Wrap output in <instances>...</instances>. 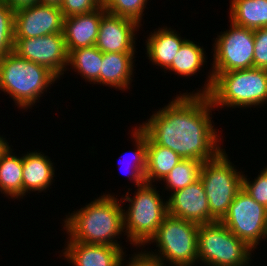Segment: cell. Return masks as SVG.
I'll use <instances>...</instances> for the list:
<instances>
[{"label":"cell","mask_w":267,"mask_h":266,"mask_svg":"<svg viewBox=\"0 0 267 266\" xmlns=\"http://www.w3.org/2000/svg\"><path fill=\"white\" fill-rule=\"evenodd\" d=\"M158 109L138 125L155 144L171 149L182 159L202 162L224 149L221 130L215 129L211 118L215 110L207 94L179 92Z\"/></svg>","instance_id":"1"},{"label":"cell","mask_w":267,"mask_h":266,"mask_svg":"<svg viewBox=\"0 0 267 266\" xmlns=\"http://www.w3.org/2000/svg\"><path fill=\"white\" fill-rule=\"evenodd\" d=\"M123 209L118 193L103 192L79 210L69 212L62 227L74 242L123 247L117 240L123 233L125 236Z\"/></svg>","instance_id":"2"},{"label":"cell","mask_w":267,"mask_h":266,"mask_svg":"<svg viewBox=\"0 0 267 266\" xmlns=\"http://www.w3.org/2000/svg\"><path fill=\"white\" fill-rule=\"evenodd\" d=\"M56 80L59 79L49 69L15 52L0 57V91L9 94L21 111L36 106Z\"/></svg>","instance_id":"3"},{"label":"cell","mask_w":267,"mask_h":266,"mask_svg":"<svg viewBox=\"0 0 267 266\" xmlns=\"http://www.w3.org/2000/svg\"><path fill=\"white\" fill-rule=\"evenodd\" d=\"M136 191L131 195L130 190L121 197V203L128 202L123 208L125 242H130L136 250L142 249L149 240L156 234L164 217L167 215V199L160 195V191L154 183L144 182L136 187ZM163 197V198H162Z\"/></svg>","instance_id":"4"},{"label":"cell","mask_w":267,"mask_h":266,"mask_svg":"<svg viewBox=\"0 0 267 266\" xmlns=\"http://www.w3.org/2000/svg\"><path fill=\"white\" fill-rule=\"evenodd\" d=\"M212 76V87L207 95L214 108L247 110L267 104V69L253 67L212 73Z\"/></svg>","instance_id":"5"},{"label":"cell","mask_w":267,"mask_h":266,"mask_svg":"<svg viewBox=\"0 0 267 266\" xmlns=\"http://www.w3.org/2000/svg\"><path fill=\"white\" fill-rule=\"evenodd\" d=\"M198 230V224L167 214L156 234L144 246L156 243L158 249L148 251L144 248L141 251L161 266H196Z\"/></svg>","instance_id":"6"},{"label":"cell","mask_w":267,"mask_h":266,"mask_svg":"<svg viewBox=\"0 0 267 266\" xmlns=\"http://www.w3.org/2000/svg\"><path fill=\"white\" fill-rule=\"evenodd\" d=\"M217 34L213 43V61L201 88L182 94H208L213 83L212 73H224L233 70L253 68L254 30L235 25Z\"/></svg>","instance_id":"7"},{"label":"cell","mask_w":267,"mask_h":266,"mask_svg":"<svg viewBox=\"0 0 267 266\" xmlns=\"http://www.w3.org/2000/svg\"><path fill=\"white\" fill-rule=\"evenodd\" d=\"M254 251L220 221L199 225L198 264L200 265L250 266Z\"/></svg>","instance_id":"8"},{"label":"cell","mask_w":267,"mask_h":266,"mask_svg":"<svg viewBox=\"0 0 267 266\" xmlns=\"http://www.w3.org/2000/svg\"><path fill=\"white\" fill-rule=\"evenodd\" d=\"M229 158L224 148L215 158L204 161L200 170L210 214L217 221L227 214L235 196L242 189L243 172Z\"/></svg>","instance_id":"9"},{"label":"cell","mask_w":267,"mask_h":266,"mask_svg":"<svg viewBox=\"0 0 267 266\" xmlns=\"http://www.w3.org/2000/svg\"><path fill=\"white\" fill-rule=\"evenodd\" d=\"M220 222L254 250L267 240V208L256 202L243 188Z\"/></svg>","instance_id":"10"},{"label":"cell","mask_w":267,"mask_h":266,"mask_svg":"<svg viewBox=\"0 0 267 266\" xmlns=\"http://www.w3.org/2000/svg\"><path fill=\"white\" fill-rule=\"evenodd\" d=\"M13 52L21 58L46 67L59 80L66 73L69 53L63 33L36 38H14Z\"/></svg>","instance_id":"11"},{"label":"cell","mask_w":267,"mask_h":266,"mask_svg":"<svg viewBox=\"0 0 267 266\" xmlns=\"http://www.w3.org/2000/svg\"><path fill=\"white\" fill-rule=\"evenodd\" d=\"M64 16L59 6L37 3L14 13V38H36L63 33Z\"/></svg>","instance_id":"12"},{"label":"cell","mask_w":267,"mask_h":266,"mask_svg":"<svg viewBox=\"0 0 267 266\" xmlns=\"http://www.w3.org/2000/svg\"><path fill=\"white\" fill-rule=\"evenodd\" d=\"M141 26L133 19L106 12L101 18L95 46L103 53H138L136 32Z\"/></svg>","instance_id":"13"},{"label":"cell","mask_w":267,"mask_h":266,"mask_svg":"<svg viewBox=\"0 0 267 266\" xmlns=\"http://www.w3.org/2000/svg\"><path fill=\"white\" fill-rule=\"evenodd\" d=\"M168 195L166 196L167 214L198 225L217 221L210 214L208 199L200 178L187 187Z\"/></svg>","instance_id":"14"},{"label":"cell","mask_w":267,"mask_h":266,"mask_svg":"<svg viewBox=\"0 0 267 266\" xmlns=\"http://www.w3.org/2000/svg\"><path fill=\"white\" fill-rule=\"evenodd\" d=\"M60 253L68 264L73 266H120L127 257L123 247L109 245L85 244L71 241L68 237ZM67 242V243H66ZM126 256H125V255Z\"/></svg>","instance_id":"15"},{"label":"cell","mask_w":267,"mask_h":266,"mask_svg":"<svg viewBox=\"0 0 267 266\" xmlns=\"http://www.w3.org/2000/svg\"><path fill=\"white\" fill-rule=\"evenodd\" d=\"M101 6L95 11L64 18L63 34L67 51L95 46L102 16Z\"/></svg>","instance_id":"16"},{"label":"cell","mask_w":267,"mask_h":266,"mask_svg":"<svg viewBox=\"0 0 267 266\" xmlns=\"http://www.w3.org/2000/svg\"><path fill=\"white\" fill-rule=\"evenodd\" d=\"M153 31L145 39V54L151 65L159 66L165 72L187 38H183L176 29L164 25Z\"/></svg>","instance_id":"17"},{"label":"cell","mask_w":267,"mask_h":266,"mask_svg":"<svg viewBox=\"0 0 267 266\" xmlns=\"http://www.w3.org/2000/svg\"><path fill=\"white\" fill-rule=\"evenodd\" d=\"M38 151V152H37ZM27 153V154H26ZM23 153V197L45 192L55 181V164L40 150ZM54 180V181H53Z\"/></svg>","instance_id":"18"},{"label":"cell","mask_w":267,"mask_h":266,"mask_svg":"<svg viewBox=\"0 0 267 266\" xmlns=\"http://www.w3.org/2000/svg\"><path fill=\"white\" fill-rule=\"evenodd\" d=\"M136 53H103L100 86L128 91L134 78Z\"/></svg>","instance_id":"19"},{"label":"cell","mask_w":267,"mask_h":266,"mask_svg":"<svg viewBox=\"0 0 267 266\" xmlns=\"http://www.w3.org/2000/svg\"><path fill=\"white\" fill-rule=\"evenodd\" d=\"M9 142L0 151V194L8 199H23V153L17 156Z\"/></svg>","instance_id":"20"},{"label":"cell","mask_w":267,"mask_h":266,"mask_svg":"<svg viewBox=\"0 0 267 266\" xmlns=\"http://www.w3.org/2000/svg\"><path fill=\"white\" fill-rule=\"evenodd\" d=\"M182 158L167 147L155 144L147 136L145 182L160 184Z\"/></svg>","instance_id":"21"},{"label":"cell","mask_w":267,"mask_h":266,"mask_svg":"<svg viewBox=\"0 0 267 266\" xmlns=\"http://www.w3.org/2000/svg\"><path fill=\"white\" fill-rule=\"evenodd\" d=\"M229 22L256 30L267 27V0H230Z\"/></svg>","instance_id":"22"},{"label":"cell","mask_w":267,"mask_h":266,"mask_svg":"<svg viewBox=\"0 0 267 266\" xmlns=\"http://www.w3.org/2000/svg\"><path fill=\"white\" fill-rule=\"evenodd\" d=\"M68 65L66 71L73 70L80 75L85 82L100 85V69L103 60V52L96 46L79 48L68 52ZM70 67V68H69ZM72 67V68H71Z\"/></svg>","instance_id":"23"},{"label":"cell","mask_w":267,"mask_h":266,"mask_svg":"<svg viewBox=\"0 0 267 266\" xmlns=\"http://www.w3.org/2000/svg\"><path fill=\"white\" fill-rule=\"evenodd\" d=\"M204 50V47L200 46L199 43H194L192 40L187 39L175 55L172 64L164 73L174 72L175 75L183 78L197 75L202 70L201 68H204L205 64H207V53Z\"/></svg>","instance_id":"24"},{"label":"cell","mask_w":267,"mask_h":266,"mask_svg":"<svg viewBox=\"0 0 267 266\" xmlns=\"http://www.w3.org/2000/svg\"><path fill=\"white\" fill-rule=\"evenodd\" d=\"M135 126L136 127L133 128V130L131 131V135H130L132 137L131 140L133 141V143H135L134 144L135 148L133 152L132 151L129 152V156H128V158L131 157L130 159L133 162L130 160V162L132 163L131 165H128L126 163L129 168L127 167L125 169L126 171L127 169H131V171L128 170L130 174L128 172H125L123 169H122L123 171L121 170V172L123 173L125 172L124 174L127 173L128 174L127 178H129V181L132 180L131 182L133 183V185L137 187V186L142 185L145 182V170H146V159H147V135L139 128V126L137 125ZM123 154L127 155V152ZM122 161H121V164H122Z\"/></svg>","instance_id":"25"},{"label":"cell","mask_w":267,"mask_h":266,"mask_svg":"<svg viewBox=\"0 0 267 266\" xmlns=\"http://www.w3.org/2000/svg\"><path fill=\"white\" fill-rule=\"evenodd\" d=\"M202 164L200 160L182 159L162 180V189L173 193L194 183L200 178Z\"/></svg>","instance_id":"26"},{"label":"cell","mask_w":267,"mask_h":266,"mask_svg":"<svg viewBox=\"0 0 267 266\" xmlns=\"http://www.w3.org/2000/svg\"><path fill=\"white\" fill-rule=\"evenodd\" d=\"M149 0H101L102 7L110 14L133 19L142 25Z\"/></svg>","instance_id":"27"},{"label":"cell","mask_w":267,"mask_h":266,"mask_svg":"<svg viewBox=\"0 0 267 266\" xmlns=\"http://www.w3.org/2000/svg\"><path fill=\"white\" fill-rule=\"evenodd\" d=\"M14 13L5 3H0V57L14 50Z\"/></svg>","instance_id":"28"},{"label":"cell","mask_w":267,"mask_h":266,"mask_svg":"<svg viewBox=\"0 0 267 266\" xmlns=\"http://www.w3.org/2000/svg\"><path fill=\"white\" fill-rule=\"evenodd\" d=\"M247 174L243 171L242 188L249 194L256 202L264 205L267 208V175L261 170L257 177L250 180Z\"/></svg>","instance_id":"29"},{"label":"cell","mask_w":267,"mask_h":266,"mask_svg":"<svg viewBox=\"0 0 267 266\" xmlns=\"http://www.w3.org/2000/svg\"><path fill=\"white\" fill-rule=\"evenodd\" d=\"M101 6V0H63L59 7L65 18L72 15L89 13Z\"/></svg>","instance_id":"30"},{"label":"cell","mask_w":267,"mask_h":266,"mask_svg":"<svg viewBox=\"0 0 267 266\" xmlns=\"http://www.w3.org/2000/svg\"><path fill=\"white\" fill-rule=\"evenodd\" d=\"M253 67L267 69V27L254 30Z\"/></svg>","instance_id":"31"},{"label":"cell","mask_w":267,"mask_h":266,"mask_svg":"<svg viewBox=\"0 0 267 266\" xmlns=\"http://www.w3.org/2000/svg\"><path fill=\"white\" fill-rule=\"evenodd\" d=\"M135 251L129 256V260L124 258L120 266H161L157 261L147 257L140 249Z\"/></svg>","instance_id":"32"},{"label":"cell","mask_w":267,"mask_h":266,"mask_svg":"<svg viewBox=\"0 0 267 266\" xmlns=\"http://www.w3.org/2000/svg\"><path fill=\"white\" fill-rule=\"evenodd\" d=\"M3 3H5L14 11H17L19 9L30 7L39 3V0H3Z\"/></svg>","instance_id":"33"},{"label":"cell","mask_w":267,"mask_h":266,"mask_svg":"<svg viewBox=\"0 0 267 266\" xmlns=\"http://www.w3.org/2000/svg\"><path fill=\"white\" fill-rule=\"evenodd\" d=\"M63 0H39L41 4L60 6Z\"/></svg>","instance_id":"34"},{"label":"cell","mask_w":267,"mask_h":266,"mask_svg":"<svg viewBox=\"0 0 267 266\" xmlns=\"http://www.w3.org/2000/svg\"><path fill=\"white\" fill-rule=\"evenodd\" d=\"M8 143V140L3 137V135L0 136V151L4 148V146Z\"/></svg>","instance_id":"35"},{"label":"cell","mask_w":267,"mask_h":266,"mask_svg":"<svg viewBox=\"0 0 267 266\" xmlns=\"http://www.w3.org/2000/svg\"><path fill=\"white\" fill-rule=\"evenodd\" d=\"M263 171H264V172L266 173V175H267V165L264 166Z\"/></svg>","instance_id":"36"}]
</instances>
